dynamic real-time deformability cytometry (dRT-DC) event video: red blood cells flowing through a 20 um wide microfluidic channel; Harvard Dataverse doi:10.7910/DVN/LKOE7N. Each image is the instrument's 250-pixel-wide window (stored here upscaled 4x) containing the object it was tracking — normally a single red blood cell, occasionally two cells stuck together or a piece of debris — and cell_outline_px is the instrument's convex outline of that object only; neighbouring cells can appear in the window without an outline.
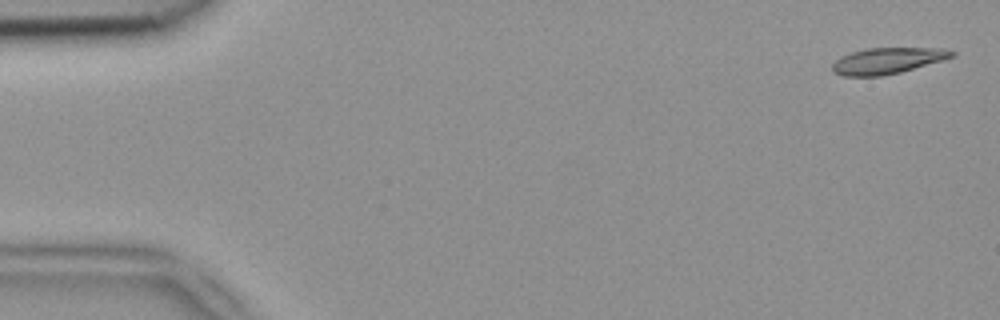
{"species": "common noctule bat (a hibernating species)", "species_latin": "Nyctalus noctula", "temperature_condition": "room temperature", "stored_images_in_passage": 4, "camera_frame_rate_fps": 3000, "um_per_image_px": 0.085, "animal": {"sex": "female", "body_mass_g": 18.4}, "frame": {"image": 1, "passage_image": 1, "time_ms": 0.0, "image_size_px": [1000, 320], "cell_outline_px": [[956, 56], [900, 72], [880, 76], [844, 76], [832, 72], [832, 64], [840, 56], [864, 48], [944, 48], [956, 52]], "centroid_in_image_um": [75.42, 5.15], "position_along_channel_um": 9.6, "area_um2": 18.21}}